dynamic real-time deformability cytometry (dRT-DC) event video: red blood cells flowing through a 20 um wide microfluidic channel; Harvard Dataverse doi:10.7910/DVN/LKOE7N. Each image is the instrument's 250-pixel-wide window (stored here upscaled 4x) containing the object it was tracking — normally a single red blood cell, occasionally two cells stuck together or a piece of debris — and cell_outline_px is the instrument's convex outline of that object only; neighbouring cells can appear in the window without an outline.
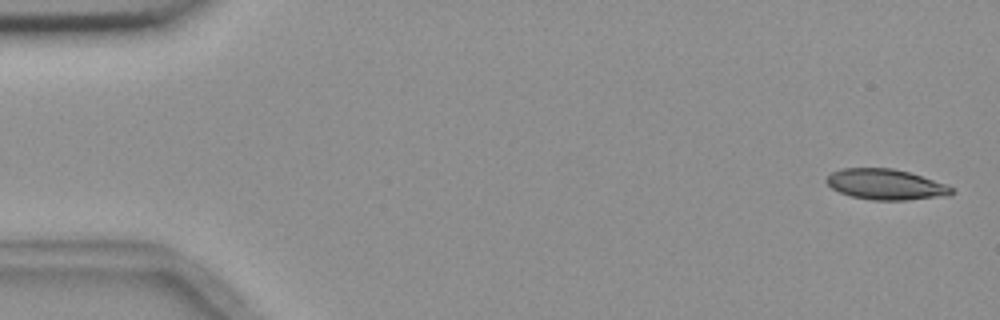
{"species": "common noctule bat (a hibernating species)", "species_latin": "Nyctalus noctula", "temperature_condition": "room temperature", "stored_images_in_passage": 7, "camera_frame_rate_fps": 3000, "um_per_image_px": 0.085, "animal": {"sex": "female", "body_mass_g": 18.4}, "frame": {"image": 1, "passage_image": 1, "time_ms": 0.0, "image_size_px": [1000, 320], "cell_outline_px": [[956, 192], [948, 196], [904, 200], [872, 200], [852, 196], [840, 192], [832, 188], [824, 180], [832, 172], [840, 168], [892, 168], [908, 172], [944, 184], [952, 188]], "centroid_in_image_um": [75.27, 15.68], "position_along_channel_um": 9.7, "area_um2": 22.14}}
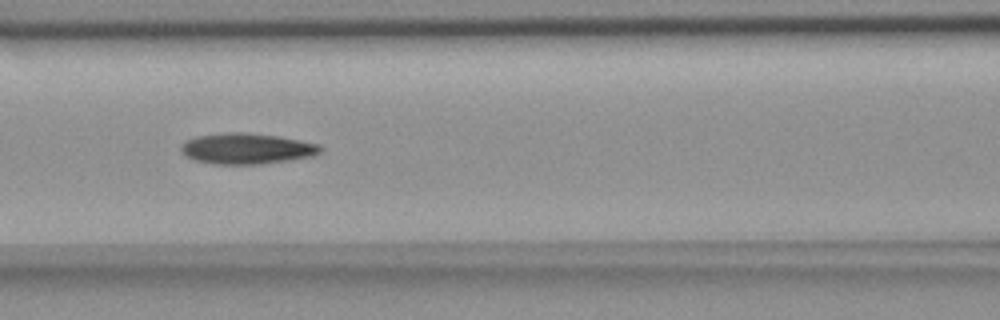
{"frame": {"image": 2, "passage_image": 6, "time_ms": 7.333, "image_size_px": [1000, 320], "cell_outline_px": [[324, 148], [320, 152], [312, 156], [288, 160], [260, 164], [212, 164], [196, 160], [184, 156], [180, 152], [180, 144], [184, 140], [196, 136], [224, 132], [248, 132], [280, 136], [320, 144]], "centroid_in_image_um": [20.93, 12.62], "position_along_channel_um": 145.7, "area_um2": 25.43}}
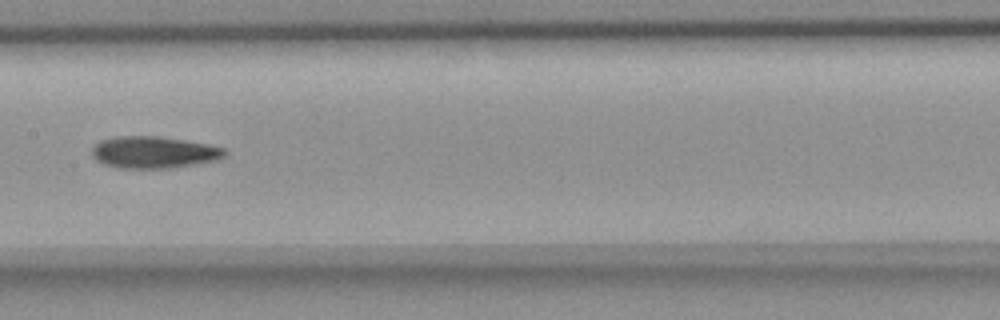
{"frame": {"image": 3, "passage_image": 7, "time_ms": 8.667, "image_size_px": [1000, 320], "cell_outline_px": [[224, 156], [216, 160], [168, 168], [120, 168], [104, 164], [96, 160], [92, 156], [92, 148], [100, 140], [116, 136], [160, 136], [208, 144], [224, 148]], "centroid_in_image_um": [13.02, 12.93], "position_along_channel_um": 194.4, "area_um2": 24.45}}